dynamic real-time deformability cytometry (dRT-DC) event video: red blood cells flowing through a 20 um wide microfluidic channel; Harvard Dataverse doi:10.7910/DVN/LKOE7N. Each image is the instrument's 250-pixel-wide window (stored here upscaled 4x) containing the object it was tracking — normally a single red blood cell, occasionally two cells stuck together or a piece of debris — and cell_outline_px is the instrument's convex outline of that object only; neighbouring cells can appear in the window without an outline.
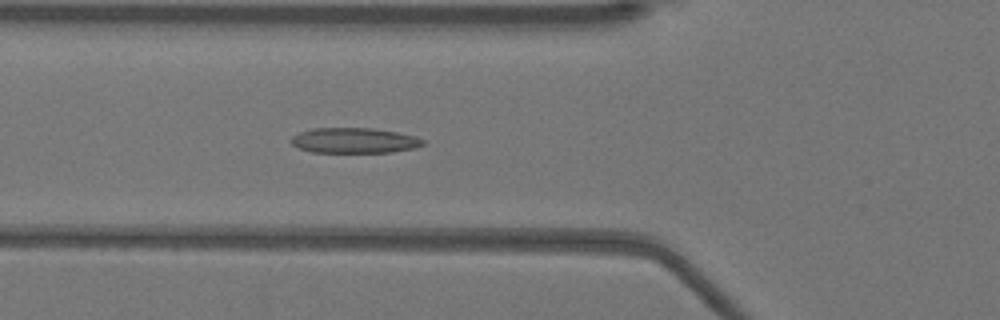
{"species": "Egyptian fruit bat (a non-hibernating species)", "species_latin": "Rousettus aegyptiacus", "temperature_condition": "warm", "stored_images_in_passage": 51, "camera_frame_rate_fps": 3000, "um_per_image_px": 0.085, "animal": {"sex": "female"}, "frame": {"image": 1, "passage_image": 18, "time_ms": 5.667, "image_size_px": [1000, 320], "cell_outline_px": [[424, 144], [416, 148], [392, 152], [312, 152], [300, 148], [292, 144], [292, 136], [300, 132], [312, 128], [372, 128], [396, 132], [416, 136], [424, 140]], "centroid_in_image_um": [30.14, 11.94], "position_along_channel_um": 95.7, "area_um2": 19.36}}
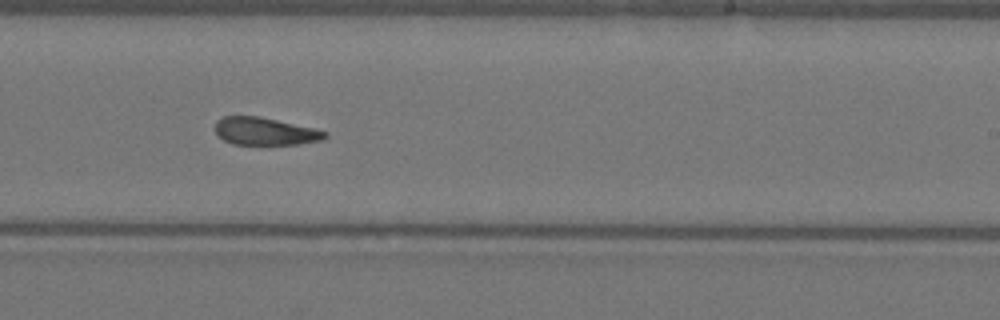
{"frame": {"image": 2, "passage_image": 31, "time_ms": 10.0, "image_size_px": [1000, 320], "cell_outline_px": [[328, 136], [324, 140], [296, 144], [232, 144], [224, 140], [212, 128], [216, 120], [224, 116], [256, 116], [316, 128], [328, 132]], "centroid_in_image_um": [22.52, 11.16], "position_along_channel_um": 266.5, "area_um2": 17.74}}
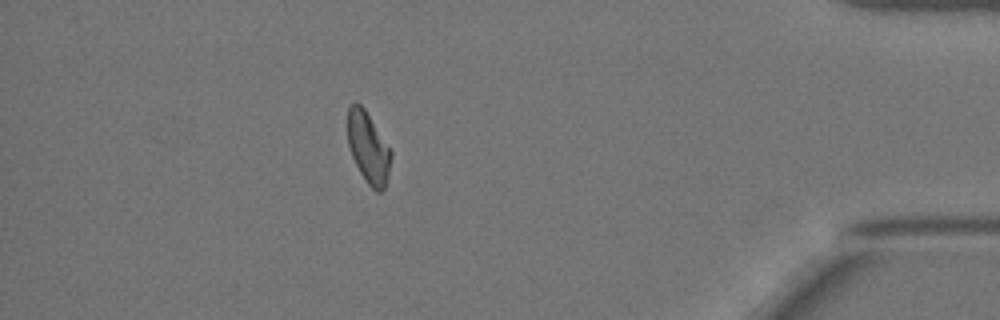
{"frame": {"image": 3, "passage_image": 45, "time_ms": 14.667, "image_size_px": [1000, 320], "cell_outline_px": [[392, 156], [388, 176], [384, 188], [380, 192], [376, 192], [368, 184], [360, 172], [352, 156], [348, 144], [348, 108], [356, 100], [364, 108], [392, 148]], "centroid_in_image_um": [31.33, 12.53], "position_along_channel_um": 403.9, "area_um2": 18.15}, "authors_computed_cell_mechanics": {"area_um2": 19.1318, "velocity_mm_per_s": 3.9412, "shape_relaxation_time_tau1_ms": null, "shape_relaxation_time_tau2_ms": 5.7088, "deformation_change_tau1": null, "deformation_change_tau2": 0.1357}}